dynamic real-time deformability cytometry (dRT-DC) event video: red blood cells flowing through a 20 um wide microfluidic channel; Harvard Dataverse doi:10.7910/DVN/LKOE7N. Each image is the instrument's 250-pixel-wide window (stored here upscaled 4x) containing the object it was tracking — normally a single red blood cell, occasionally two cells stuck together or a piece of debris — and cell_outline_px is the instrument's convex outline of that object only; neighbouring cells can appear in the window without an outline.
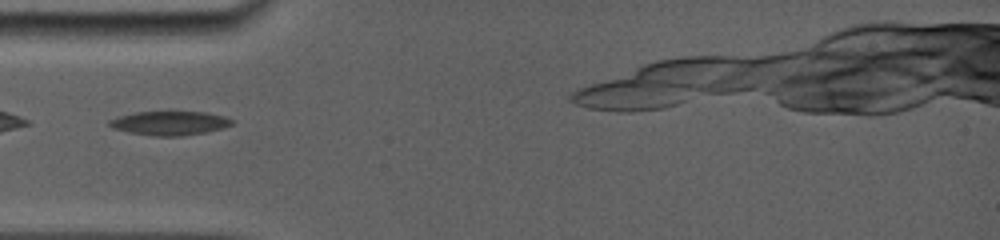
{"species": "common noctule bat (a hibernating species)", "species_latin": "Nyctalus noctula", "temperature_condition": "room temperature", "stored_images_in_passage": 48, "camera_frame_rate_fps": 5000, "um_per_image_px": 0.085, "animal": {"sex": "female", "body_mass_g": 19.0, "forearm_length_mm": 56.7}, "frame": {"image": 1, "passage_image": 1, "time_ms": 0.0, "image_size_px": [1000, 240], "cell_outline_px": [[232, 124], [224, 128], [204, 132], [180, 136], [152, 136], [128, 132], [112, 128], [108, 124], [108, 120], [120, 116], [136, 112], [204, 112], [224, 116], [232, 120]], "centroid_in_image_um": [14.39, 10.47], "position_along_channel_um": 70.6, "area_um2": 16.99}}